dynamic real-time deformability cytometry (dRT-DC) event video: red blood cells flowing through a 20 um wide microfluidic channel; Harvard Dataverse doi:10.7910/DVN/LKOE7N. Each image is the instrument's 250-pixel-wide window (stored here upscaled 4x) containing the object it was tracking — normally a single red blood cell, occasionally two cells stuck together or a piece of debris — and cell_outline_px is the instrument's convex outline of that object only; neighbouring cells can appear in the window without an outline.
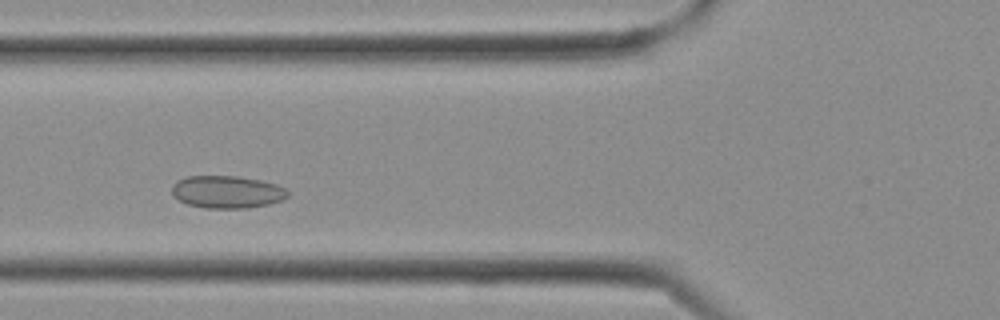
{"species": "Egyptian fruit bat (a non-hibernating species)", "species_latin": "Rousettus aegyptiacus", "temperature_condition": "cold", "stored_images_in_passage": 26, "camera_frame_rate_fps": 3000, "um_per_image_px": 0.085, "frame": {"image": 1, "passage_image": 7, "time_ms": 2.0, "image_size_px": [1000, 320], "cell_outline_px": [[288, 196], [284, 200], [268, 204], [248, 208], [204, 208], [188, 204], [172, 196], [172, 184], [176, 180], [188, 176], [236, 176], [260, 180], [276, 184], [288, 188]], "centroid_in_image_um": [19.31, 16.31], "position_along_channel_um": 106.5, "area_um2": 22.14}}
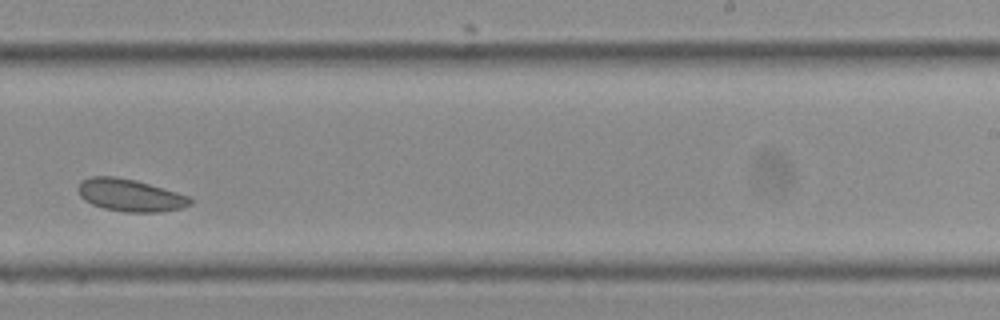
{"frame": {"image": 2, "passage_image": 15, "time_ms": 4.667, "image_size_px": [1000, 320], "cell_outline_px": [[192, 204], [184, 208], [160, 212], [124, 212], [104, 208], [92, 204], [84, 200], [80, 196], [76, 188], [80, 180], [92, 176], [116, 176], [136, 180], [176, 192], [188, 196], [192, 200]], "centroid_in_image_um": [11.03, 16.59], "position_along_channel_um": 278.0, "area_um2": 21.33}}
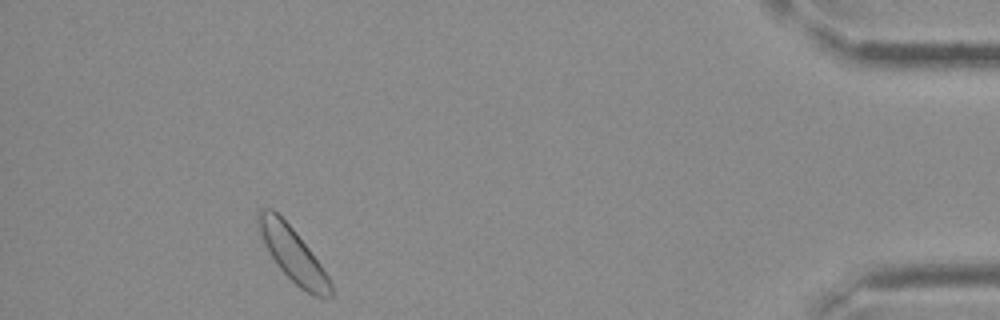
{"frame": {"image": 3, "passage_image": 24, "time_ms": 7.667, "image_size_px": [1000, 320], "cell_outline_px": [[332, 296], [328, 300], [312, 296], [300, 288], [280, 268], [264, 244], [256, 228], [256, 212], [260, 208], [272, 208], [296, 232], [320, 264], [328, 276], [332, 284]], "centroid_in_image_um": [24.87, 21.62], "position_along_channel_um": 410.3, "area_um2": 22.83}}